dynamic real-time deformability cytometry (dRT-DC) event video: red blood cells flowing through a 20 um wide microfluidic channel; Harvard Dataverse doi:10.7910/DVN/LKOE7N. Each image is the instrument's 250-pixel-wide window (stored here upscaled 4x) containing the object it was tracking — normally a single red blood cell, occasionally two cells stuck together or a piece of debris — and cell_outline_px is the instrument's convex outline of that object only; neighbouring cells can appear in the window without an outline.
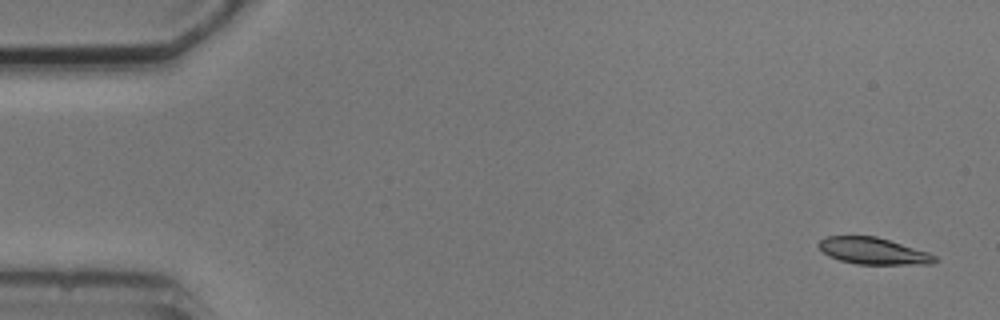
{"species": "common noctule bat (a hibernating species)", "species_latin": "Nyctalus noctula", "temperature_condition": "cold", "stored_images_in_passage": 5, "camera_frame_rate_fps": 3000, "um_per_image_px": 0.085, "animal": {"sex": "male", "body_mass_g": 20.5, "forearm_length_mm": 52.5}, "frame": {"image": 1, "passage_image": 1, "time_ms": 0.0, "image_size_px": [1000, 320], "cell_outline_px": [[936, 260], [932, 264], [856, 264], [840, 260], [828, 256], [816, 244], [824, 236], [876, 236], [928, 252], [936, 256]], "centroid_in_image_um": [74.19, 21.33], "position_along_channel_um": 10.8, "area_um2": 17.98}}
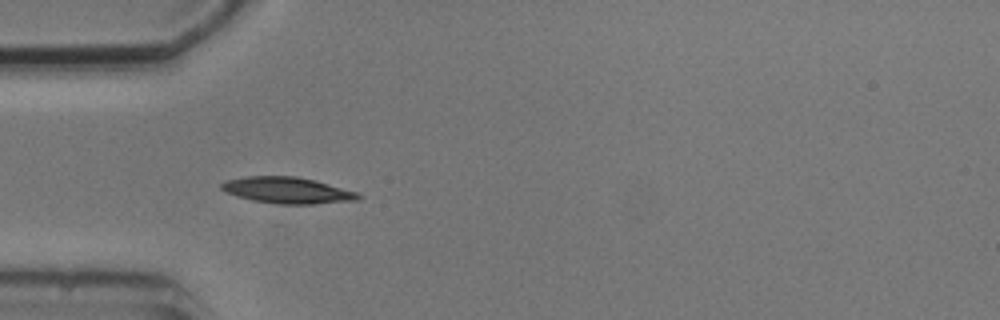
{"frame": {"image": 2, "passage_image": 5, "time_ms": 4.667, "image_size_px": [1000, 320], "cell_outline_px": [[360, 200], [312, 204], [276, 204], [252, 200], [236, 196], [224, 192], [220, 188], [220, 184], [224, 180], [244, 176], [296, 176], [316, 180], [356, 192], [360, 196]], "centroid_in_image_um": [24.36, 16.17], "position_along_channel_um": 60.6, "area_um2": 21.15}}